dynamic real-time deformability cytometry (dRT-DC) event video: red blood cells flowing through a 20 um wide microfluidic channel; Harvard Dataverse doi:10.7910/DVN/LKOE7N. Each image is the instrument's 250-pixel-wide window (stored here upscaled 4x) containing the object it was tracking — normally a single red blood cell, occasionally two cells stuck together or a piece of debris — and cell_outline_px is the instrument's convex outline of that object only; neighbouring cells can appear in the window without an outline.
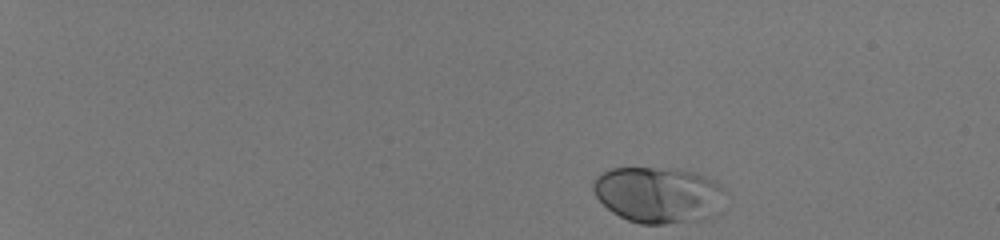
{"species": "human", "species_latin": "Homo sapiens", "temperature_condition": "room temperature", "stored_images_in_passage": 12, "camera_frame_rate_fps": 3000, "um_per_image_px": 0.085, "donor": {"sex": "male"}, "frame": {"image": 1, "passage_image": 1, "time_ms": 0.0, "image_size_px": [1000, 240], "cell_outline_px": [[720, 188], [708, 216], [700, 220], [664, 224], [640, 224], [628, 220], [612, 212], [596, 196], [592, 188], [592, 184], [596, 176], [612, 168], [676, 168], [696, 172], [716, 180]], "centroid_in_image_um": [55.8, 16.53], "position_along_channel_um": 29.2, "area_um2": 41.96}}
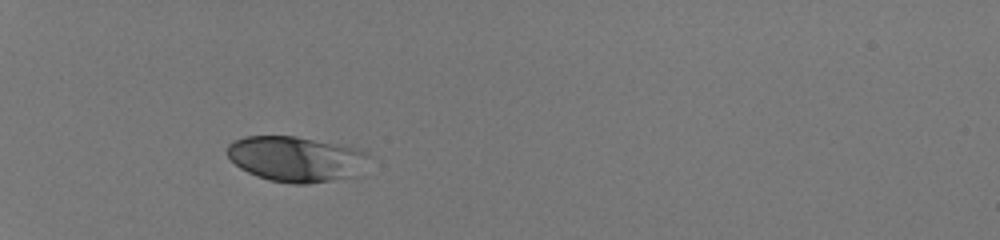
{"frame": {"image": 2, "passage_image": 12, "time_ms": 3.667, "image_size_px": [1000, 240], "cell_outline_px": [[368, 156], [360, 176], [308, 184], [292, 184], [268, 180], [256, 176], [240, 168], [228, 156], [228, 144], [244, 136], [296, 136], [360, 148], [368, 152]], "centroid_in_image_um": [25.21, 13.52], "position_along_channel_um": 59.8, "area_um2": 37.8}}